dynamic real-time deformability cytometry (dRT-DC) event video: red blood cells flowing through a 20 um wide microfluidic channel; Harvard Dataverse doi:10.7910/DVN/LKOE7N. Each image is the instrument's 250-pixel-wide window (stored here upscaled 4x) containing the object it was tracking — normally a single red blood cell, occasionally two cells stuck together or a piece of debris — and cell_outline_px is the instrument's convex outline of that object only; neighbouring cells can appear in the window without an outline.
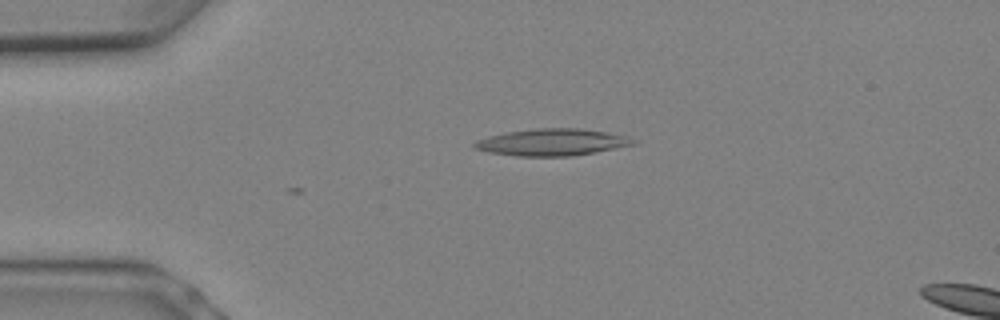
{"species": "Egyptian fruit bat (a non-hibernating species)", "species_latin": "Rousettus aegyptiacus", "temperature_condition": "warm", "stored_images_in_passage": 6, "camera_frame_rate_fps": 3000, "um_per_image_px": 0.085, "animal": {"sex": "female"}, "frame": {"image": 1, "passage_image": 4, "time_ms": 1.0, "image_size_px": [1000, 320], "cell_outline_px": [[636, 144], [596, 152], [572, 156], [516, 156], [488, 152], [476, 148], [472, 144], [476, 140], [488, 136], [504, 132], [536, 128], [576, 128], [608, 132], [628, 136], [636, 140]], "centroid_in_image_um": [46.93, 12.08], "position_along_channel_um": 38.1, "area_um2": 24.97}}